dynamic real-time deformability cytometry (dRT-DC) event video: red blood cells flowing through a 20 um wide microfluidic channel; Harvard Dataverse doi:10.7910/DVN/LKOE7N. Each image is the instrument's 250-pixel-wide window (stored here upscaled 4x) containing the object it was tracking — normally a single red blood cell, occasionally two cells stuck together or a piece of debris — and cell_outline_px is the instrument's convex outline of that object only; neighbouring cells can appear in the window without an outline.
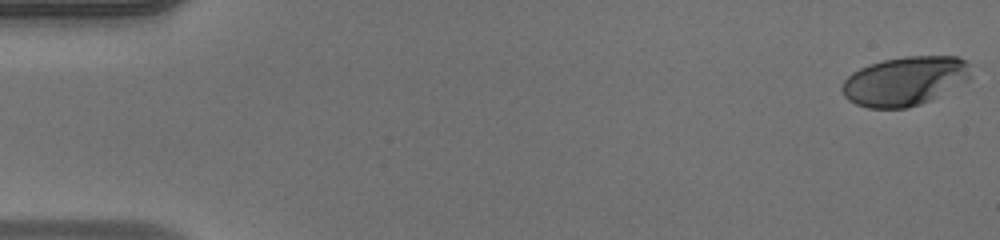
{"species": "human", "species_latin": "Homo sapiens", "temperature_condition": "warm", "stored_images_in_passage": 52, "camera_frame_rate_fps": 3000, "um_per_image_px": 0.085, "donor": {"sex": "male"}, "frame": {"image": 1, "passage_image": 1, "time_ms": 0.0, "image_size_px": [1000, 240], "cell_outline_px": [[968, 80], [932, 100], [908, 108], [868, 108], [856, 104], [848, 100], [844, 96], [840, 88], [844, 80], [852, 72], [868, 64], [884, 60], [904, 56], [956, 56], [964, 60], [968, 64]], "centroid_in_image_um": [76.86, 6.89], "position_along_channel_um": 8.1, "area_um2": 36.82}}
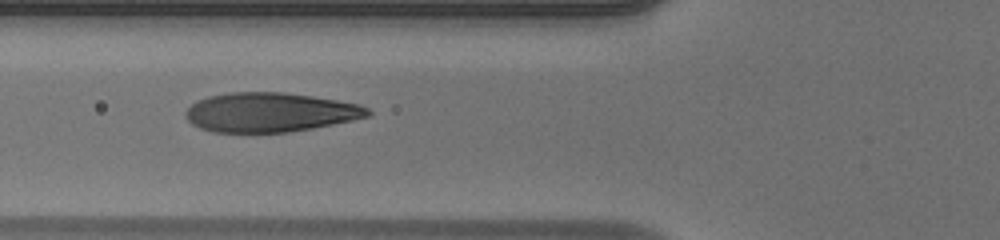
{"frame": {"image": 2, "passage_image": 20, "time_ms": 6.333, "image_size_px": [1000, 240], "cell_outline_px": [[372, 116], [312, 128], [288, 132], [212, 132], [200, 128], [192, 124], [184, 116], [184, 112], [192, 104], [208, 96], [232, 92], [284, 92], [312, 96], [360, 104], [368, 108], [372, 112]], "centroid_in_image_um": [22.96, 9.54], "position_along_channel_um": 102.8, "area_um2": 41.73}}
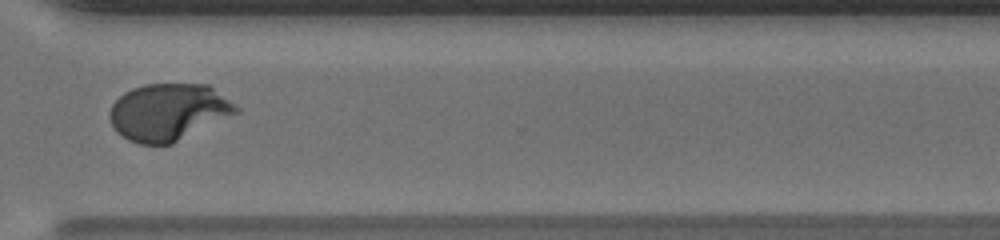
{"frame": {"image": 3, "passage_image": 39, "time_ms": 12.667, "image_size_px": [1000, 240], "cell_outline_px": [[240, 112], [172, 144], [140, 144], [128, 140], [116, 132], [108, 116], [108, 112], [112, 104], [124, 92], [132, 88], [144, 84], [208, 84], [240, 108]], "centroid_in_image_um": [14.3, 9.52], "position_along_channel_um": 356.3, "area_um2": 42.14}, "authors_computed_cell_mechanics": {"area_um2": 41.3559, "velocity_mm_per_s": 3.9943, "shape_relaxation_time_tau1_ms": 3.6443, "shape_relaxation_time_tau2_ms": null, "deformation_change_tau1": 0.2608, "deformation_change_tau2": null}}